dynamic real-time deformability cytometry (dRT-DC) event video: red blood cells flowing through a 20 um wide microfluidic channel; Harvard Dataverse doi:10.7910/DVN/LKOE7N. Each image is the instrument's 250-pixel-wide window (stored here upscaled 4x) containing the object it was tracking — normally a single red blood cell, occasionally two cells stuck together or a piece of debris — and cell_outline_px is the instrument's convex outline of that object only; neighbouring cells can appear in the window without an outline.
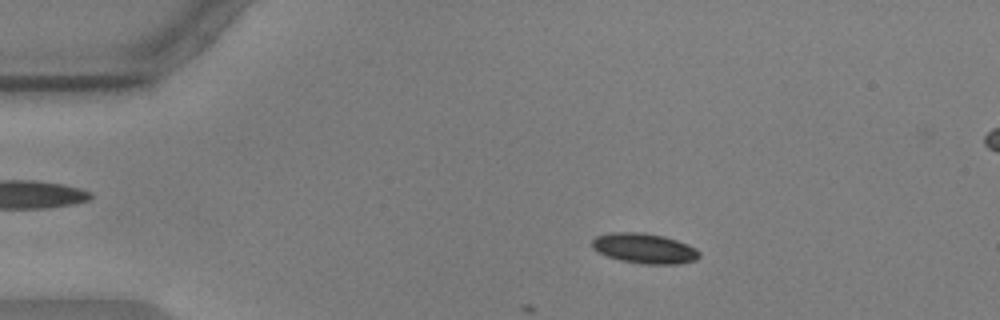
{"species": "common noctule bat (a hibernating species)", "species_latin": "Nyctalus noctula", "temperature_condition": "warm", "stored_images_in_passage": 4, "camera_frame_rate_fps": 3000, "um_per_image_px": 0.085, "animal": {"sex": "male", "body_mass_g": 17.9, "forearm_length_mm": 54.2}, "frame": {"image": 1, "passage_image": 1, "time_ms": 0.0, "image_size_px": [1000, 320], "cell_outline_px": [[700, 256], [696, 260], [676, 264], [644, 264], [620, 260], [608, 256], [592, 248], [592, 240], [596, 236], [608, 232], [644, 232], [664, 236], [688, 244], [696, 248], [700, 252]], "centroid_in_image_um": [54.78, 21.1], "position_along_channel_um": 30.2, "area_um2": 18.9}}